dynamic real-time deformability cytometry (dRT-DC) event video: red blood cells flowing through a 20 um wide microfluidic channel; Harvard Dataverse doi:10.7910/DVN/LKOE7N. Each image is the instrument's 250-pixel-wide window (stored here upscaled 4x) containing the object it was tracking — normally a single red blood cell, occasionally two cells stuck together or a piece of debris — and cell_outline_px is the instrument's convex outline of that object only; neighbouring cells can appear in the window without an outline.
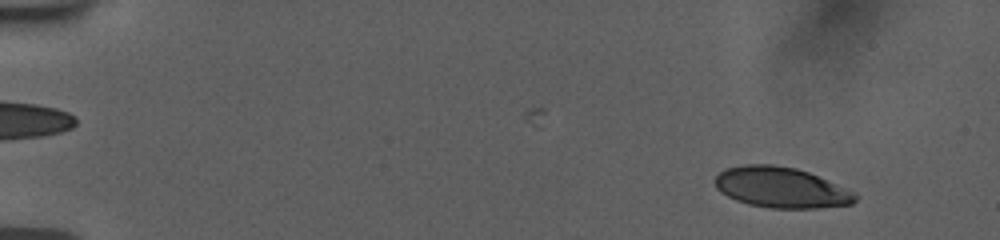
{"species": "human", "species_latin": "Homo sapiens", "temperature_condition": "room temperature", "stored_images_in_passage": 46, "camera_frame_rate_fps": 3000, "um_per_image_px": 0.085, "donor": {"sex": "female"}, "frame": {"image": 1, "passage_image": 3, "time_ms": 0.667, "image_size_px": [1000, 240], "cell_outline_px": [[856, 200], [852, 204], [816, 208], [768, 208], [748, 204], [736, 200], [720, 192], [716, 188], [716, 176], [724, 168], [744, 164], [772, 164], [796, 168], [808, 172], [856, 192]], "centroid_in_image_um": [66.38, 15.93], "position_along_channel_um": 18.6, "area_um2": 33.23}}
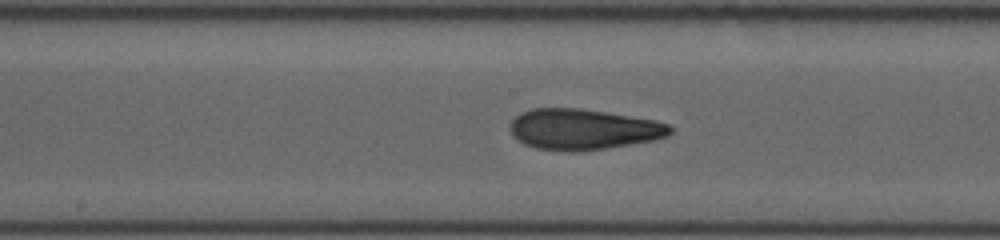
{"frame": {"image": 2, "passage_image": 28, "time_ms": 9.0, "image_size_px": [1000, 240], "cell_outline_px": [[672, 132], [668, 136], [652, 140], [604, 148], [576, 152], [564, 152], [536, 148], [524, 144], [512, 136], [508, 128], [508, 124], [520, 112], [532, 108], [580, 108], [656, 120], [668, 124], [672, 128]], "centroid_in_image_um": [49.51, 10.99], "position_along_channel_um": 198.7, "area_um2": 38.21}}
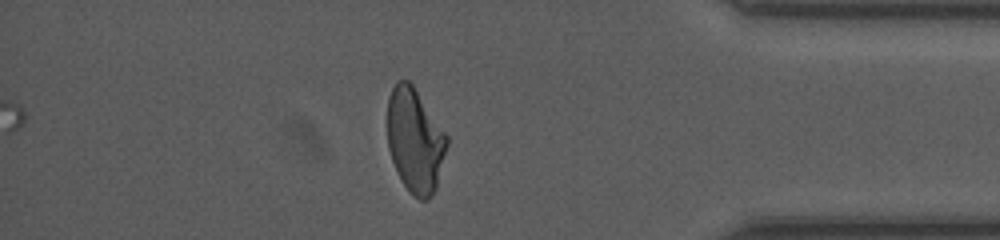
{"frame": {"image": 3, "passage_image": 46, "time_ms": 15.0, "image_size_px": [1000, 240], "cell_outline_px": [[448, 144], [436, 188], [432, 196], [428, 200], [420, 200], [400, 180], [392, 160], [388, 148], [388, 96], [396, 80], [408, 80], [412, 84], [448, 136]], "centroid_in_image_um": [35.28, 11.93], "position_along_channel_um": 399.9, "area_um2": 35.95}, "authors_computed_cell_mechanics": {"area_um2": 36.7897, "velocity_mm_per_s": 3.7785, "shape_relaxation_time_tau1_ms": 9.5264, "shape_relaxation_time_tau2_ms": 1.942, "deformation_change_tau1": 0.2875, "deformation_change_tau2": 0.0991}}